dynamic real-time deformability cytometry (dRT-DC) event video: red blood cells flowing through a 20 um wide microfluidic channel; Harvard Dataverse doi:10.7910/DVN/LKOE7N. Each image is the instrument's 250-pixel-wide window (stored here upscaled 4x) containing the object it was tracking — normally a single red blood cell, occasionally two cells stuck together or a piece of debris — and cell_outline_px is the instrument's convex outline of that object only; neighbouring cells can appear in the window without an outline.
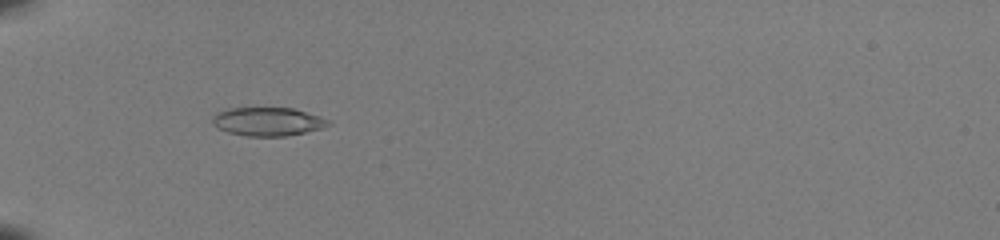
{"species": "common noctule bat (a hibernating species)", "species_latin": "Nyctalus noctula", "temperature_condition": "room temperature", "stored_images_in_passage": 37, "camera_frame_rate_fps": 3000, "um_per_image_px": 0.085, "animal": {"sex": "female", "body_mass_g": 22.0, "forearm_length_mm": 56.7}, "frame": {"image": 1, "passage_image": 4, "time_ms": 1.0, "image_size_px": [1000, 240], "cell_outline_px": [[332, 124], [320, 128], [304, 132], [284, 136], [248, 136], [228, 132], [212, 124], [212, 116], [216, 112], [228, 108], [292, 108], [320, 116], [332, 120]], "centroid_in_image_um": [22.76, 10.32], "position_along_channel_um": 62.2, "area_um2": 19.19}}
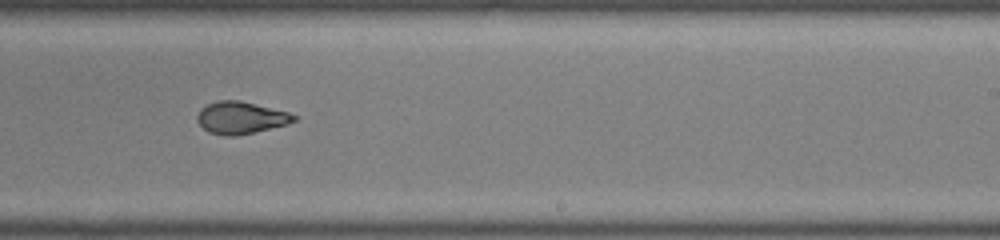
{"frame": {"image": 2, "passage_image": 20, "time_ms": 6.333, "image_size_px": [1000, 240], "cell_outline_px": [[296, 120], [288, 124], [236, 136], [224, 136], [208, 132], [196, 120], [196, 116], [200, 108], [216, 100], [240, 100], [288, 112], [296, 116]], "centroid_in_image_um": [20.43, 10.0], "position_along_channel_um": 268.6, "area_um2": 18.15}}
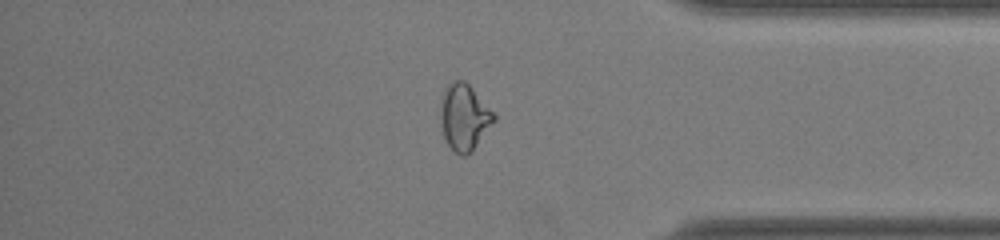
{"frame": {"image": 3, "passage_image": 30, "time_ms": 9.667, "image_size_px": [1000, 240], "cell_outline_px": [[496, 120], [472, 152], [464, 156], [460, 156], [444, 140], [440, 124], [440, 100], [444, 88], [448, 84], [456, 80], [464, 80], [472, 88], [496, 116]], "centroid_in_image_um": [39.43, 9.97], "position_along_channel_um": 395.8, "area_um2": 20.81}, "authors_computed_cell_mechanics": {"area_um2": 18.6116, "velocity_mm_per_s": 4.0947, "shape_relaxation_time_tau1_ms": null, "shape_relaxation_time_tau2_ms": 1.2728, "deformation_change_tau1": null, "deformation_change_tau2": 0.068}}